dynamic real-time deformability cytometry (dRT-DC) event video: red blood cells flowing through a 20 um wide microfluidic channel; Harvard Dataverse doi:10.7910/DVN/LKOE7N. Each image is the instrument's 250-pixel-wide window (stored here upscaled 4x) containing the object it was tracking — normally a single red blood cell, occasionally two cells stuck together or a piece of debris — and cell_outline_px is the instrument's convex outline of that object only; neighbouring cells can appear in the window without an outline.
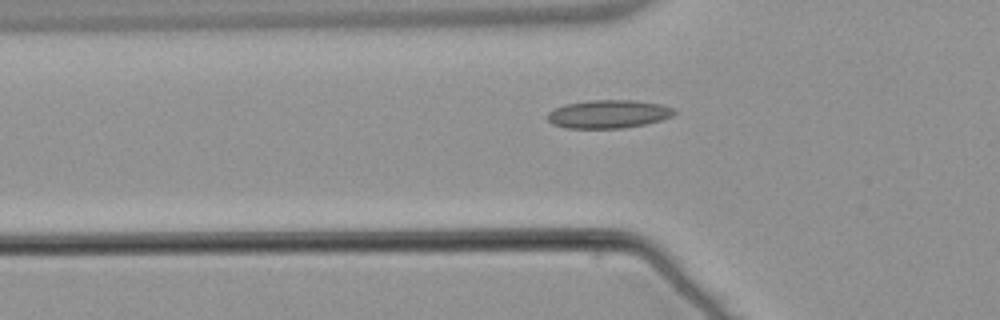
{"species": "common noctule bat (a hibernating species)", "species_latin": "Nyctalus noctula", "temperature_condition": "warm", "stored_images_in_passage": 46, "camera_frame_rate_fps": 3000, "um_per_image_px": 0.085, "animal": {"sex": "male", "body_mass_g": 21.5, "forearm_length_mm": 52.0}, "frame": {"image": 1, "passage_image": 17, "time_ms": 5.333, "image_size_px": [1000, 320], "cell_outline_px": [[676, 112], [672, 116], [660, 120], [644, 124], [624, 128], [568, 128], [552, 124], [548, 120], [548, 112], [564, 104], [588, 100], [636, 100], [660, 104], [672, 108]], "centroid_in_image_um": [51.7, 9.69], "position_along_channel_um": 74.1, "area_um2": 20.81}}
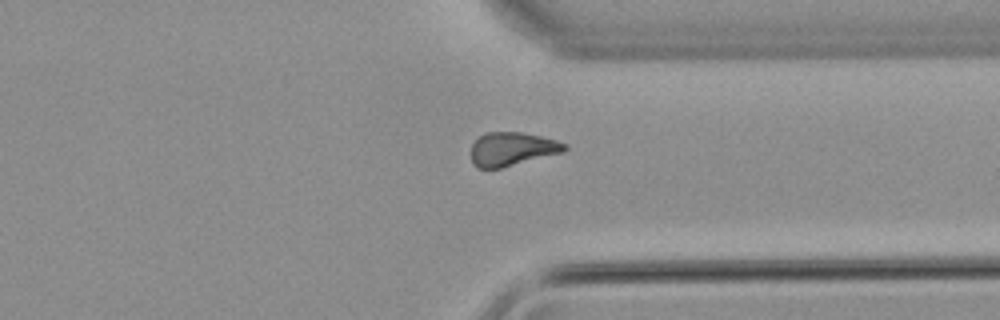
{"frame": {"image": 2, "passage_image": 40, "time_ms": 13.0, "image_size_px": [1000, 320], "cell_outline_px": [[568, 148], [564, 152], [500, 168], [476, 168], [472, 164], [472, 144], [484, 132], [520, 132], [540, 136], [556, 140], [568, 144]], "centroid_in_image_um": [43.54, 12.66], "position_along_channel_um": 367.9, "area_um2": 18.32}}
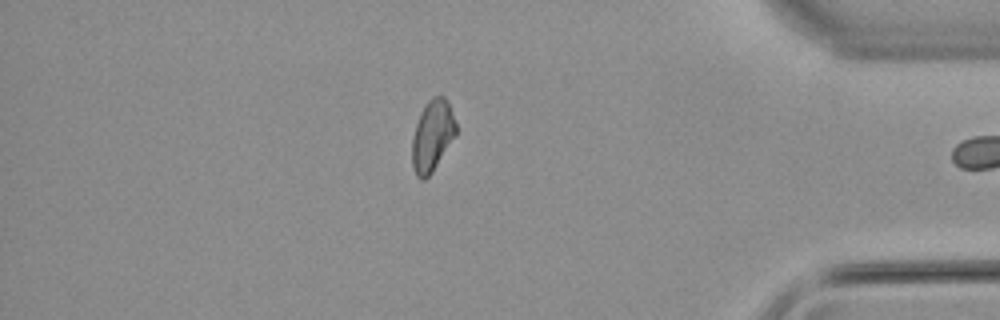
{"frame": {"image": 3, "passage_image": 45, "time_ms": 14.667, "image_size_px": [1000, 320], "cell_outline_px": [[456, 136], [432, 172], [424, 180], [420, 180], [416, 176], [412, 168], [412, 136], [416, 124], [424, 104], [432, 96], [444, 96], [452, 112], [456, 124]], "centroid_in_image_um": [36.73, 11.55], "position_along_channel_um": 398.5, "area_um2": 18.32}}